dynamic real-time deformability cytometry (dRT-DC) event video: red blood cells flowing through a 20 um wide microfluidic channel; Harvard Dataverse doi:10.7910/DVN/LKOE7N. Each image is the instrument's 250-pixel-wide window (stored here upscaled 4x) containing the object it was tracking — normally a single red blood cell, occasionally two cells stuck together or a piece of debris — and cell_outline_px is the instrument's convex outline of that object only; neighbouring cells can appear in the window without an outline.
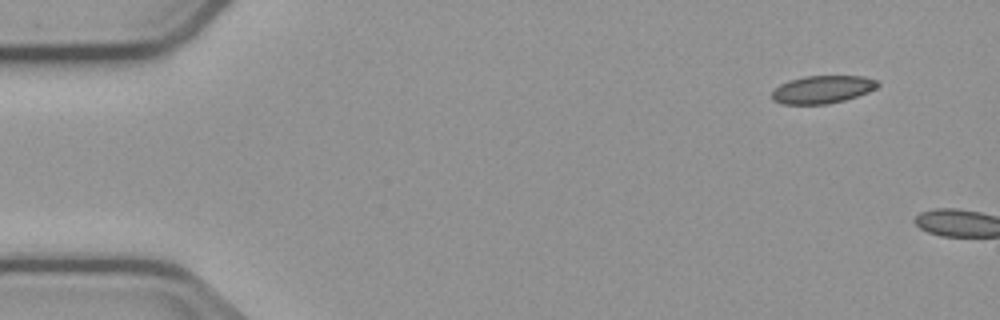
{"species": "common noctule bat (a hibernating species)", "species_latin": "Nyctalus noctula", "temperature_condition": "cold", "stored_images_in_passage": 2, "camera_frame_rate_fps": 3000, "um_per_image_px": 0.085, "animal": {"sex": "male", "body_mass_g": 23.1, "forearm_length_mm": 52.7}, "frame": {"image": 1, "passage_image": 1, "time_ms": 0.0, "image_size_px": [1000, 320], "cell_outline_px": [[880, 84], [876, 88], [868, 92], [844, 100], [828, 104], [784, 104], [772, 100], [772, 92], [780, 84], [804, 76], [864, 76], [876, 80]], "centroid_in_image_um": [69.92, 7.6], "position_along_channel_um": 15.1, "area_um2": 16.99}}